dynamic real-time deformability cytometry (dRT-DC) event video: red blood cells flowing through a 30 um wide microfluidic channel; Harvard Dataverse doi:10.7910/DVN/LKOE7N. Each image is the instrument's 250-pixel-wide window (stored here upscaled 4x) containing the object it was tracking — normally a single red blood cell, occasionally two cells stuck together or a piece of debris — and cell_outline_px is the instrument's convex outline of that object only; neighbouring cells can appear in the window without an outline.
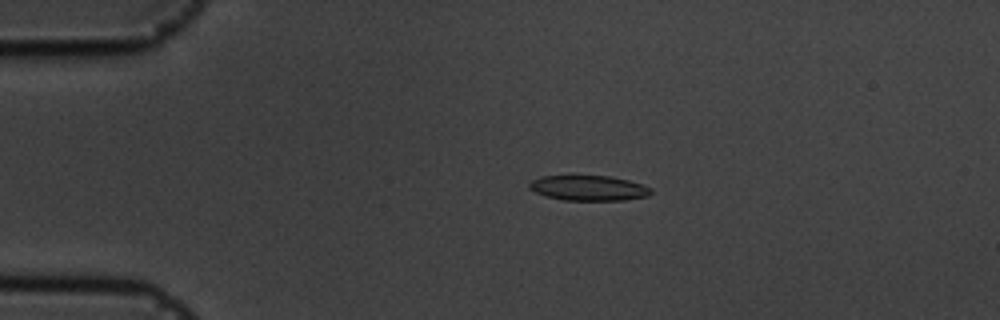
{"species": "common noctule bat (a hibernating species)", "species_latin": "Nyctalus noctula", "temperature_condition": "cold", "stored_images_in_passage": 52, "camera_frame_rate_fps": 3000, "um_per_image_px": 0.085, "animal": {"sex": "male", "body_mass_g": 19.5, "forearm_length_mm": 54.6}, "frame": {"image": 1, "passage_image": 8, "time_ms": 2.333, "image_size_px": [1000, 320], "cell_outline_px": [[652, 192], [648, 196], [624, 200], [564, 200], [544, 196], [528, 188], [528, 184], [532, 180], [540, 176], [572, 172], [612, 176], [628, 180], [652, 188]], "centroid_in_image_um": [49.95, 15.92], "position_along_channel_um": 35.0, "area_um2": 18.9}}
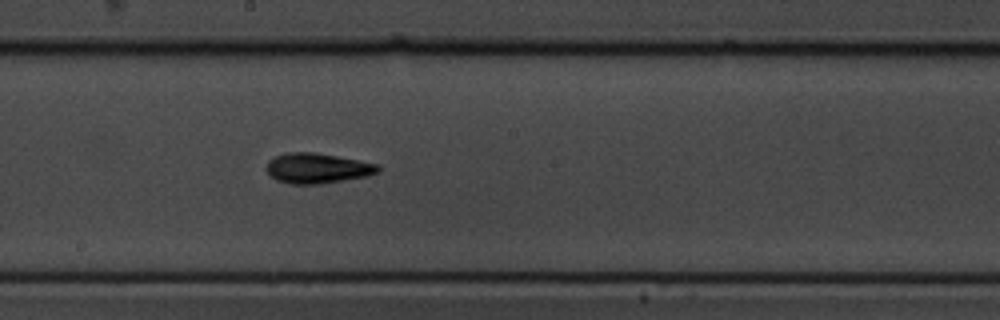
{"frame": {"image": 2, "passage_image": 27, "time_ms": 8.667, "image_size_px": [1000, 320], "cell_outline_px": [[380, 172], [368, 176], [320, 184], [288, 184], [276, 180], [264, 168], [268, 160], [276, 156], [288, 152], [312, 152], [360, 160], [380, 164]], "centroid_in_image_um": [26.98, 14.3], "position_along_channel_um": 221.2, "area_um2": 19.83}}
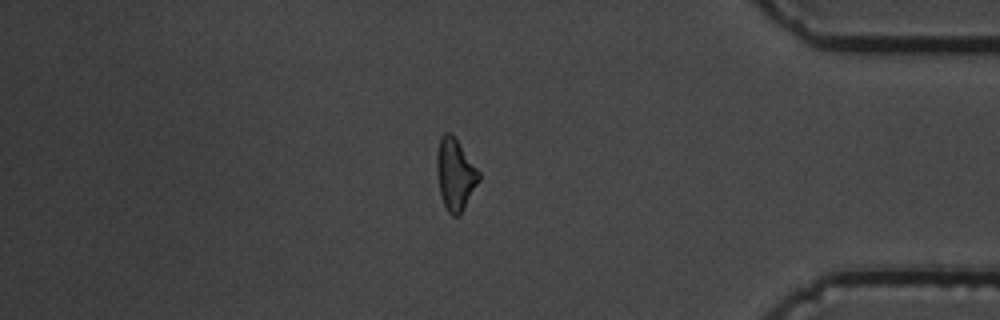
{"frame": {"image": 3, "passage_image": 44, "time_ms": 14.333, "image_size_px": [1000, 320], "cell_outline_px": [[480, 180], [460, 216], [452, 216], [448, 212], [440, 196], [436, 168], [436, 152], [440, 136], [444, 132], [452, 132], [480, 172]], "centroid_in_image_um": [38.68, 14.8], "position_along_channel_um": 396.5, "area_um2": 17.92}, "authors_computed_cell_mechanics": {"area_um2": 18.1781, "velocity_mm_per_s": 3.5879, "shape_relaxation_time_tau1_ms": 3.3035, "shape_relaxation_time_tau2_ms": 5.1104, "deformation_change_tau1": 0.1309, "deformation_change_tau2": 0.1462}}